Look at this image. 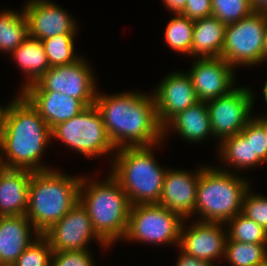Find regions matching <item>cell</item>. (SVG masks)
Returning <instances> with one entry per match:
<instances>
[{
  "label": "cell",
  "instance_id": "obj_27",
  "mask_svg": "<svg viewBox=\"0 0 267 266\" xmlns=\"http://www.w3.org/2000/svg\"><path fill=\"white\" fill-rule=\"evenodd\" d=\"M193 27L194 20L182 14H174L171 20H169L165 32L164 38L166 45L171 50L179 52L182 55L191 56V45L193 41Z\"/></svg>",
  "mask_w": 267,
  "mask_h": 266
},
{
  "label": "cell",
  "instance_id": "obj_16",
  "mask_svg": "<svg viewBox=\"0 0 267 266\" xmlns=\"http://www.w3.org/2000/svg\"><path fill=\"white\" fill-rule=\"evenodd\" d=\"M23 10L28 21L29 36L44 40L57 35H77V24L72 15L56 2L28 0Z\"/></svg>",
  "mask_w": 267,
  "mask_h": 266
},
{
  "label": "cell",
  "instance_id": "obj_6",
  "mask_svg": "<svg viewBox=\"0 0 267 266\" xmlns=\"http://www.w3.org/2000/svg\"><path fill=\"white\" fill-rule=\"evenodd\" d=\"M250 184L236 171L200 166L194 215L199 216L198 221L226 224L242 211L243 197L252 187Z\"/></svg>",
  "mask_w": 267,
  "mask_h": 266
},
{
  "label": "cell",
  "instance_id": "obj_34",
  "mask_svg": "<svg viewBox=\"0 0 267 266\" xmlns=\"http://www.w3.org/2000/svg\"><path fill=\"white\" fill-rule=\"evenodd\" d=\"M89 250L53 252L51 266H96Z\"/></svg>",
  "mask_w": 267,
  "mask_h": 266
},
{
  "label": "cell",
  "instance_id": "obj_35",
  "mask_svg": "<svg viewBox=\"0 0 267 266\" xmlns=\"http://www.w3.org/2000/svg\"><path fill=\"white\" fill-rule=\"evenodd\" d=\"M191 20H198L212 16L211 0H187L183 11L180 13Z\"/></svg>",
  "mask_w": 267,
  "mask_h": 266
},
{
  "label": "cell",
  "instance_id": "obj_18",
  "mask_svg": "<svg viewBox=\"0 0 267 266\" xmlns=\"http://www.w3.org/2000/svg\"><path fill=\"white\" fill-rule=\"evenodd\" d=\"M40 235L25 215L0 217V266H12Z\"/></svg>",
  "mask_w": 267,
  "mask_h": 266
},
{
  "label": "cell",
  "instance_id": "obj_37",
  "mask_svg": "<svg viewBox=\"0 0 267 266\" xmlns=\"http://www.w3.org/2000/svg\"><path fill=\"white\" fill-rule=\"evenodd\" d=\"M166 9L173 13L179 14L183 11L187 0H162Z\"/></svg>",
  "mask_w": 267,
  "mask_h": 266
},
{
  "label": "cell",
  "instance_id": "obj_17",
  "mask_svg": "<svg viewBox=\"0 0 267 266\" xmlns=\"http://www.w3.org/2000/svg\"><path fill=\"white\" fill-rule=\"evenodd\" d=\"M199 168L196 171L166 170L158 204L178 213L183 219H191L195 211Z\"/></svg>",
  "mask_w": 267,
  "mask_h": 266
},
{
  "label": "cell",
  "instance_id": "obj_1",
  "mask_svg": "<svg viewBox=\"0 0 267 266\" xmlns=\"http://www.w3.org/2000/svg\"><path fill=\"white\" fill-rule=\"evenodd\" d=\"M94 104L116 150L148 147L163 142V128L158 122L152 93L126 91L106 95L97 90Z\"/></svg>",
  "mask_w": 267,
  "mask_h": 266
},
{
  "label": "cell",
  "instance_id": "obj_32",
  "mask_svg": "<svg viewBox=\"0 0 267 266\" xmlns=\"http://www.w3.org/2000/svg\"><path fill=\"white\" fill-rule=\"evenodd\" d=\"M241 133L251 139L252 167L267 163V138L264 127L253 117Z\"/></svg>",
  "mask_w": 267,
  "mask_h": 266
},
{
  "label": "cell",
  "instance_id": "obj_13",
  "mask_svg": "<svg viewBox=\"0 0 267 266\" xmlns=\"http://www.w3.org/2000/svg\"><path fill=\"white\" fill-rule=\"evenodd\" d=\"M184 219L180 228L179 247L188 255L212 264L225 255L227 229L220 222L198 221L187 226ZM185 222V223H184Z\"/></svg>",
  "mask_w": 267,
  "mask_h": 266
},
{
  "label": "cell",
  "instance_id": "obj_28",
  "mask_svg": "<svg viewBox=\"0 0 267 266\" xmlns=\"http://www.w3.org/2000/svg\"><path fill=\"white\" fill-rule=\"evenodd\" d=\"M227 237L241 243L267 244V231L241 212L226 224Z\"/></svg>",
  "mask_w": 267,
  "mask_h": 266
},
{
  "label": "cell",
  "instance_id": "obj_36",
  "mask_svg": "<svg viewBox=\"0 0 267 266\" xmlns=\"http://www.w3.org/2000/svg\"><path fill=\"white\" fill-rule=\"evenodd\" d=\"M178 260L175 266H215L214 264L188 255L179 248Z\"/></svg>",
  "mask_w": 267,
  "mask_h": 266
},
{
  "label": "cell",
  "instance_id": "obj_10",
  "mask_svg": "<svg viewBox=\"0 0 267 266\" xmlns=\"http://www.w3.org/2000/svg\"><path fill=\"white\" fill-rule=\"evenodd\" d=\"M82 57L69 65L50 67L21 92H58L81 100L87 107L94 105L98 83L93 68Z\"/></svg>",
  "mask_w": 267,
  "mask_h": 266
},
{
  "label": "cell",
  "instance_id": "obj_38",
  "mask_svg": "<svg viewBox=\"0 0 267 266\" xmlns=\"http://www.w3.org/2000/svg\"><path fill=\"white\" fill-rule=\"evenodd\" d=\"M254 12L267 13V0H250Z\"/></svg>",
  "mask_w": 267,
  "mask_h": 266
},
{
  "label": "cell",
  "instance_id": "obj_5",
  "mask_svg": "<svg viewBox=\"0 0 267 266\" xmlns=\"http://www.w3.org/2000/svg\"><path fill=\"white\" fill-rule=\"evenodd\" d=\"M159 145L124 147L111 157L109 173L121 185L131 206L159 202L167 170L157 163L153 154Z\"/></svg>",
  "mask_w": 267,
  "mask_h": 266
},
{
  "label": "cell",
  "instance_id": "obj_31",
  "mask_svg": "<svg viewBox=\"0 0 267 266\" xmlns=\"http://www.w3.org/2000/svg\"><path fill=\"white\" fill-rule=\"evenodd\" d=\"M53 250L48 240L40 235L18 257L12 266H51Z\"/></svg>",
  "mask_w": 267,
  "mask_h": 266
},
{
  "label": "cell",
  "instance_id": "obj_24",
  "mask_svg": "<svg viewBox=\"0 0 267 266\" xmlns=\"http://www.w3.org/2000/svg\"><path fill=\"white\" fill-rule=\"evenodd\" d=\"M217 147L220 161L225 163L224 168L222 169L219 166V169L231 172L229 168L232 167L240 172L242 169L252 168L251 139H247L241 132L224 138Z\"/></svg>",
  "mask_w": 267,
  "mask_h": 266
},
{
  "label": "cell",
  "instance_id": "obj_26",
  "mask_svg": "<svg viewBox=\"0 0 267 266\" xmlns=\"http://www.w3.org/2000/svg\"><path fill=\"white\" fill-rule=\"evenodd\" d=\"M224 259L231 266H265L267 244L241 243L227 237Z\"/></svg>",
  "mask_w": 267,
  "mask_h": 266
},
{
  "label": "cell",
  "instance_id": "obj_39",
  "mask_svg": "<svg viewBox=\"0 0 267 266\" xmlns=\"http://www.w3.org/2000/svg\"><path fill=\"white\" fill-rule=\"evenodd\" d=\"M261 116V117H260ZM260 116H254V118L264 127V130H265V135H266V138H267V115L266 114H260Z\"/></svg>",
  "mask_w": 267,
  "mask_h": 266
},
{
  "label": "cell",
  "instance_id": "obj_15",
  "mask_svg": "<svg viewBox=\"0 0 267 266\" xmlns=\"http://www.w3.org/2000/svg\"><path fill=\"white\" fill-rule=\"evenodd\" d=\"M152 94L162 128L177 114L199 102L189 74L180 70L166 75Z\"/></svg>",
  "mask_w": 267,
  "mask_h": 266
},
{
  "label": "cell",
  "instance_id": "obj_12",
  "mask_svg": "<svg viewBox=\"0 0 267 266\" xmlns=\"http://www.w3.org/2000/svg\"><path fill=\"white\" fill-rule=\"evenodd\" d=\"M42 235L53 252L89 250L88 245L94 239L99 241L101 248H110L94 230L87 210L80 201Z\"/></svg>",
  "mask_w": 267,
  "mask_h": 266
},
{
  "label": "cell",
  "instance_id": "obj_8",
  "mask_svg": "<svg viewBox=\"0 0 267 266\" xmlns=\"http://www.w3.org/2000/svg\"><path fill=\"white\" fill-rule=\"evenodd\" d=\"M184 219L176 212L158 204H136L131 206L127 230L122 240L154 245L179 247L180 228Z\"/></svg>",
  "mask_w": 267,
  "mask_h": 266
},
{
  "label": "cell",
  "instance_id": "obj_25",
  "mask_svg": "<svg viewBox=\"0 0 267 266\" xmlns=\"http://www.w3.org/2000/svg\"><path fill=\"white\" fill-rule=\"evenodd\" d=\"M29 36L25 12L0 11V52L11 54Z\"/></svg>",
  "mask_w": 267,
  "mask_h": 266
},
{
  "label": "cell",
  "instance_id": "obj_40",
  "mask_svg": "<svg viewBox=\"0 0 267 266\" xmlns=\"http://www.w3.org/2000/svg\"><path fill=\"white\" fill-rule=\"evenodd\" d=\"M267 61V25L264 32V43H263V62Z\"/></svg>",
  "mask_w": 267,
  "mask_h": 266
},
{
  "label": "cell",
  "instance_id": "obj_7",
  "mask_svg": "<svg viewBox=\"0 0 267 266\" xmlns=\"http://www.w3.org/2000/svg\"><path fill=\"white\" fill-rule=\"evenodd\" d=\"M52 139L65 143L86 158L114 155L116 148L111 142L102 116L94 105L86 107L75 117L57 124L51 129Z\"/></svg>",
  "mask_w": 267,
  "mask_h": 266
},
{
  "label": "cell",
  "instance_id": "obj_9",
  "mask_svg": "<svg viewBox=\"0 0 267 266\" xmlns=\"http://www.w3.org/2000/svg\"><path fill=\"white\" fill-rule=\"evenodd\" d=\"M267 13L253 12L238 22L226 25L222 58L232 67L263 63L264 32Z\"/></svg>",
  "mask_w": 267,
  "mask_h": 266
},
{
  "label": "cell",
  "instance_id": "obj_22",
  "mask_svg": "<svg viewBox=\"0 0 267 266\" xmlns=\"http://www.w3.org/2000/svg\"><path fill=\"white\" fill-rule=\"evenodd\" d=\"M226 25L214 16L194 20L191 57H221Z\"/></svg>",
  "mask_w": 267,
  "mask_h": 266
},
{
  "label": "cell",
  "instance_id": "obj_19",
  "mask_svg": "<svg viewBox=\"0 0 267 266\" xmlns=\"http://www.w3.org/2000/svg\"><path fill=\"white\" fill-rule=\"evenodd\" d=\"M20 93L38 111L51 129L75 117L87 107L81 100L58 92Z\"/></svg>",
  "mask_w": 267,
  "mask_h": 266
},
{
  "label": "cell",
  "instance_id": "obj_11",
  "mask_svg": "<svg viewBox=\"0 0 267 266\" xmlns=\"http://www.w3.org/2000/svg\"><path fill=\"white\" fill-rule=\"evenodd\" d=\"M255 93L246 86H237L230 93L206 102L213 138L218 144L229 136L242 131L254 117Z\"/></svg>",
  "mask_w": 267,
  "mask_h": 266
},
{
  "label": "cell",
  "instance_id": "obj_14",
  "mask_svg": "<svg viewBox=\"0 0 267 266\" xmlns=\"http://www.w3.org/2000/svg\"><path fill=\"white\" fill-rule=\"evenodd\" d=\"M188 71L198 100L208 102L236 88L235 68L222 57L195 58Z\"/></svg>",
  "mask_w": 267,
  "mask_h": 266
},
{
  "label": "cell",
  "instance_id": "obj_30",
  "mask_svg": "<svg viewBox=\"0 0 267 266\" xmlns=\"http://www.w3.org/2000/svg\"><path fill=\"white\" fill-rule=\"evenodd\" d=\"M212 16L225 25L238 22L250 16L254 10L250 0H211Z\"/></svg>",
  "mask_w": 267,
  "mask_h": 266
},
{
  "label": "cell",
  "instance_id": "obj_41",
  "mask_svg": "<svg viewBox=\"0 0 267 266\" xmlns=\"http://www.w3.org/2000/svg\"><path fill=\"white\" fill-rule=\"evenodd\" d=\"M6 107H7V104H5V106H1L0 104V139H1L2 129H3V118H4Z\"/></svg>",
  "mask_w": 267,
  "mask_h": 266
},
{
  "label": "cell",
  "instance_id": "obj_29",
  "mask_svg": "<svg viewBox=\"0 0 267 266\" xmlns=\"http://www.w3.org/2000/svg\"><path fill=\"white\" fill-rule=\"evenodd\" d=\"M76 35H57L41 40L50 67L69 65L81 57L75 52Z\"/></svg>",
  "mask_w": 267,
  "mask_h": 266
},
{
  "label": "cell",
  "instance_id": "obj_2",
  "mask_svg": "<svg viewBox=\"0 0 267 266\" xmlns=\"http://www.w3.org/2000/svg\"><path fill=\"white\" fill-rule=\"evenodd\" d=\"M13 97L4 113L0 159L7 168L50 170L42 156L52 142L51 128L20 92Z\"/></svg>",
  "mask_w": 267,
  "mask_h": 266
},
{
  "label": "cell",
  "instance_id": "obj_42",
  "mask_svg": "<svg viewBox=\"0 0 267 266\" xmlns=\"http://www.w3.org/2000/svg\"><path fill=\"white\" fill-rule=\"evenodd\" d=\"M262 92H263V97H264V102L266 103V105H267V80H266V82L264 83V87H263V90H262Z\"/></svg>",
  "mask_w": 267,
  "mask_h": 266
},
{
  "label": "cell",
  "instance_id": "obj_4",
  "mask_svg": "<svg viewBox=\"0 0 267 266\" xmlns=\"http://www.w3.org/2000/svg\"><path fill=\"white\" fill-rule=\"evenodd\" d=\"M107 174L103 181L82 176L79 201L94 230L111 247L125 236L131 204L118 181Z\"/></svg>",
  "mask_w": 267,
  "mask_h": 266
},
{
  "label": "cell",
  "instance_id": "obj_23",
  "mask_svg": "<svg viewBox=\"0 0 267 266\" xmlns=\"http://www.w3.org/2000/svg\"><path fill=\"white\" fill-rule=\"evenodd\" d=\"M16 65L24 73L25 81L21 86L24 88L35 83L49 68V61L46 56L41 40L28 36L11 54Z\"/></svg>",
  "mask_w": 267,
  "mask_h": 266
},
{
  "label": "cell",
  "instance_id": "obj_21",
  "mask_svg": "<svg viewBox=\"0 0 267 266\" xmlns=\"http://www.w3.org/2000/svg\"><path fill=\"white\" fill-rule=\"evenodd\" d=\"M169 129H174V132L190 143H200L202 140L212 138L213 132L206 102L199 101L173 117L163 127V140L169 134Z\"/></svg>",
  "mask_w": 267,
  "mask_h": 266
},
{
  "label": "cell",
  "instance_id": "obj_20",
  "mask_svg": "<svg viewBox=\"0 0 267 266\" xmlns=\"http://www.w3.org/2000/svg\"><path fill=\"white\" fill-rule=\"evenodd\" d=\"M31 170L6 168L0 177V217L25 215Z\"/></svg>",
  "mask_w": 267,
  "mask_h": 266
},
{
  "label": "cell",
  "instance_id": "obj_33",
  "mask_svg": "<svg viewBox=\"0 0 267 266\" xmlns=\"http://www.w3.org/2000/svg\"><path fill=\"white\" fill-rule=\"evenodd\" d=\"M248 189L243 197L241 213L267 231V196Z\"/></svg>",
  "mask_w": 267,
  "mask_h": 266
},
{
  "label": "cell",
  "instance_id": "obj_3",
  "mask_svg": "<svg viewBox=\"0 0 267 266\" xmlns=\"http://www.w3.org/2000/svg\"><path fill=\"white\" fill-rule=\"evenodd\" d=\"M81 180L53 168L32 172L25 216L41 235L79 202Z\"/></svg>",
  "mask_w": 267,
  "mask_h": 266
},
{
  "label": "cell",
  "instance_id": "obj_43",
  "mask_svg": "<svg viewBox=\"0 0 267 266\" xmlns=\"http://www.w3.org/2000/svg\"><path fill=\"white\" fill-rule=\"evenodd\" d=\"M6 168V164L0 159V177Z\"/></svg>",
  "mask_w": 267,
  "mask_h": 266
}]
</instances>
